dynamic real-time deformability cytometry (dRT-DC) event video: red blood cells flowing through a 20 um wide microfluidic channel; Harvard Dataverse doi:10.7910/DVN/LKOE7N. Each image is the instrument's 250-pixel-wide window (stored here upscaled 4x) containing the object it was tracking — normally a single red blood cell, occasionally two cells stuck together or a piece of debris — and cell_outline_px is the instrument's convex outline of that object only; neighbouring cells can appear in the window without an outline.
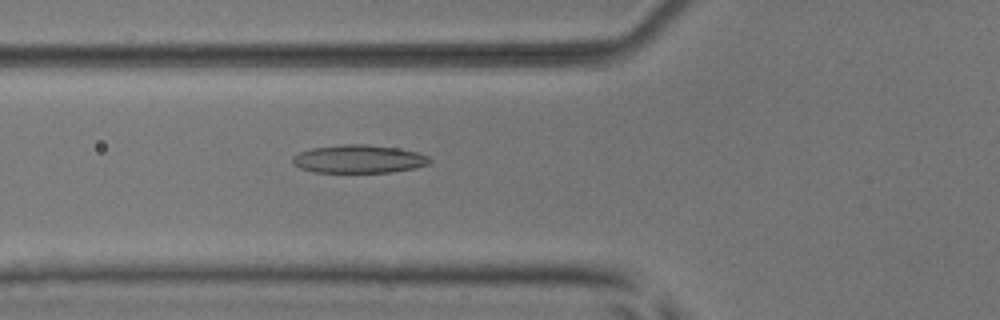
{"species": "common noctule bat (a hibernating species)", "species_latin": "Nyctalus noctula", "temperature_condition": "room temperature", "stored_images_in_passage": 51, "camera_frame_rate_fps": 3000, "um_per_image_px": 0.085, "animal": {"sex": "male", "body_mass_g": 17.9, "forearm_length_mm": 54.2}, "frame": {"image": 1, "passage_image": 18, "time_ms": 5.667, "image_size_px": [1000, 320], "cell_outline_px": [[432, 160], [428, 164], [416, 168], [392, 172], [316, 172], [300, 168], [292, 164], [292, 156], [300, 152], [312, 148], [344, 144], [368, 144], [396, 148], [416, 152], [428, 156]], "centroid_in_image_um": [30.49, 13.51], "position_along_channel_um": 95.3, "area_um2": 22.48}}
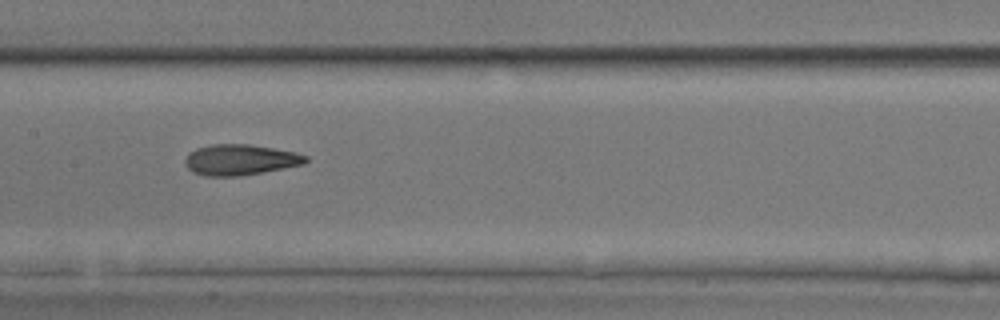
{"frame": {"image": 2, "passage_image": 25, "time_ms": 8.0, "image_size_px": [1000, 320], "cell_outline_px": [[308, 160], [304, 164], [264, 172], [240, 176], [204, 176], [192, 172], [188, 168], [184, 160], [188, 152], [196, 148], [212, 144], [248, 144], [296, 152], [308, 156]], "centroid_in_image_um": [20.4, 13.58], "position_along_channel_um": 187.0, "area_um2": 21.73}}
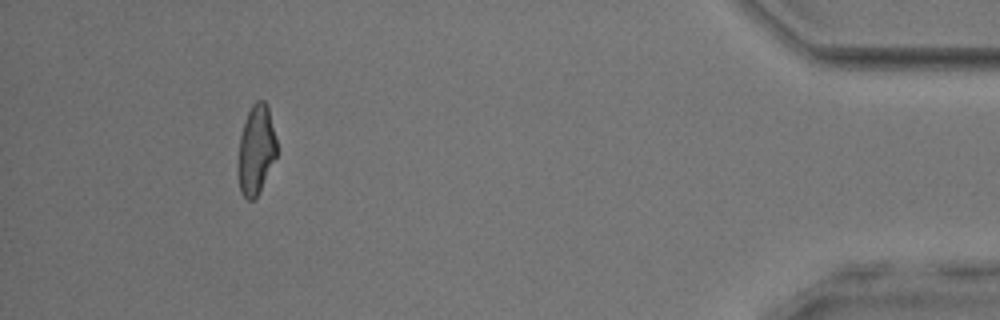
{"frame": {"image": 3, "passage_image": 47, "time_ms": 15.333, "image_size_px": [1000, 320], "cell_outline_px": [[280, 152], [256, 196], [252, 200], [248, 200], [240, 192], [236, 168], [240, 136], [248, 112], [252, 104], [256, 100], [264, 100], [268, 104]], "centroid_in_image_um": [21.78, 12.72], "position_along_channel_um": 413.4, "area_um2": 20.75}, "authors_computed_cell_mechanics": {"area_um2": 21.675, "velocity_mm_per_s": 3.9225, "shape_relaxation_time_tau1_ms": 5.3863, "shape_relaxation_time_tau2_ms": 2.4668, "deformation_change_tau1": 0.1609, "deformation_change_tau2": 0.109}}